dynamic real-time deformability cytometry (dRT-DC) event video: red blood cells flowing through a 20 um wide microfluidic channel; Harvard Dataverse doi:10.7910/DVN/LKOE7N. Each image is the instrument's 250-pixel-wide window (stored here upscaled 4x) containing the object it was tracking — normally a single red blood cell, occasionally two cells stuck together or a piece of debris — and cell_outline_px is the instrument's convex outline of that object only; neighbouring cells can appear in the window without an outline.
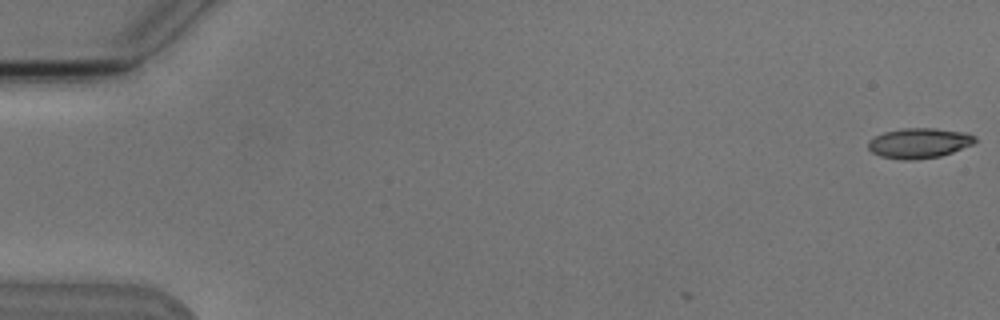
{"species": "Egyptian fruit bat (a non-hibernating species)", "species_latin": "Rousettus aegyptiacus", "temperature_condition": "cold", "stored_images_in_passage": 4, "camera_frame_rate_fps": 3000, "um_per_image_px": 0.085, "animal": {"sex": "male"}, "frame": {"image": 1, "passage_image": 1, "time_ms": 0.0, "image_size_px": [1000, 320], "cell_outline_px": [[976, 140], [972, 144], [952, 152], [940, 156], [912, 160], [904, 160], [880, 156], [872, 152], [868, 148], [868, 140], [884, 132], [904, 128], [936, 128], [964, 132], [976, 136]], "centroid_in_image_um": [78.11, 12.16], "position_along_channel_um": 6.9, "area_um2": 18.67}}